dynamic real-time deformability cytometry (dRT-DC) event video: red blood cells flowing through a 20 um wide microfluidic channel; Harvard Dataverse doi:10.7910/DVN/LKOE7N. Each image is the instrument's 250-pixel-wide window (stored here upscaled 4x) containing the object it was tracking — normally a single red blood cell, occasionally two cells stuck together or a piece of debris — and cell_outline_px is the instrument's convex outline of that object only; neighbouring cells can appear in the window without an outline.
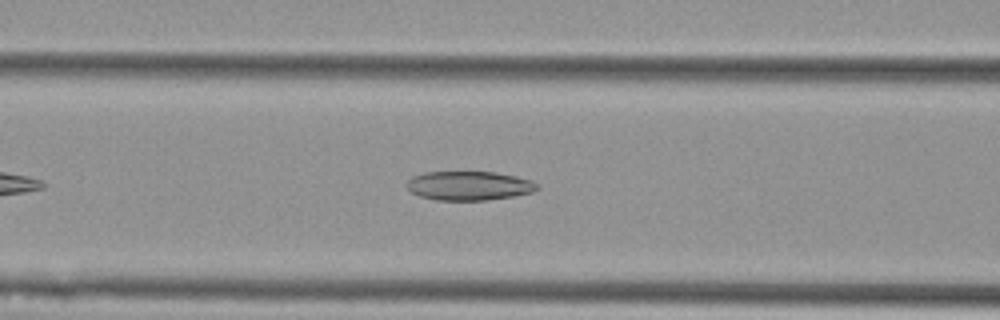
{"species": "Egyptian fruit bat (a non-hibernating species)", "species_latin": "Rousettus aegyptiacus", "temperature_condition": "cold", "stored_images_in_passage": 37, "camera_frame_rate_fps": 3000, "um_per_image_px": 0.085, "animal": {"sex": "female"}, "frame": {"image": 1, "passage_image": 11, "time_ms": 3.333, "image_size_px": [1000, 320], "cell_outline_px": [[540, 188], [532, 192], [516, 196], [488, 200], [436, 200], [420, 196], [412, 192], [404, 184], [412, 176], [424, 172], [496, 172], [516, 176], [532, 180]], "centroid_in_image_um": [39.87, 15.78], "position_along_channel_um": 126.7, "area_um2": 22.25}}
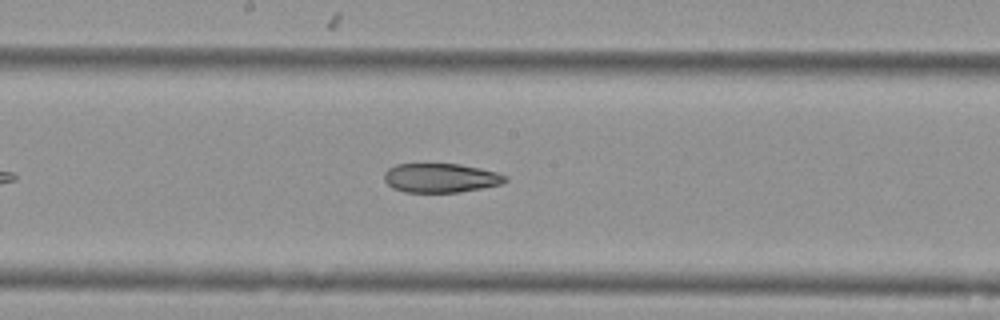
{"frame": {"image": 2, "passage_image": 18, "time_ms": 5.667, "image_size_px": [1000, 320], "cell_outline_px": [[508, 180], [500, 184], [460, 192], [404, 192], [392, 188], [384, 180], [384, 172], [388, 168], [396, 164], [460, 164], [480, 168], [496, 172], [508, 176]], "centroid_in_image_um": [37.44, 15.12], "position_along_channel_um": 210.8, "area_um2": 20.58}}
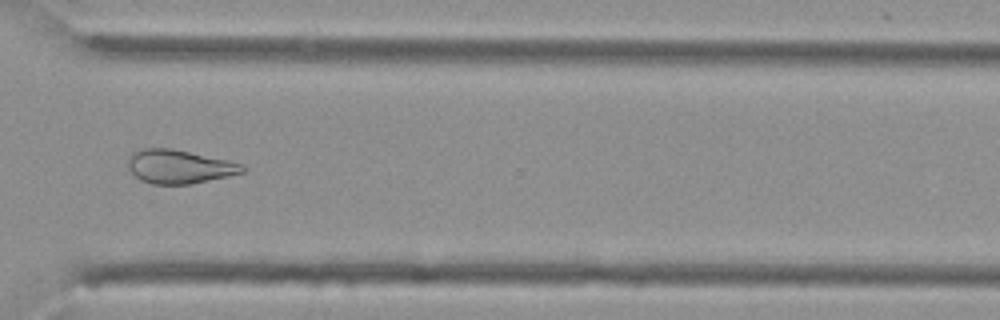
{"frame": {"image": 3, "passage_image": 30, "time_ms": 9.667, "image_size_px": [1000, 320], "cell_outline_px": [[248, 168], [244, 172], [228, 176], [188, 184], [152, 184], [140, 180], [128, 168], [128, 156], [132, 152], [144, 148], [172, 148], [228, 160], [244, 164]], "centroid_in_image_um": [15.24, 14.15], "position_along_channel_um": 355.4, "area_um2": 22.54}, "authors_computed_cell_mechanics": {"area_um2": 22.542, "velocity_mm_per_s": 3.615, "shape_relaxation_time_tau1_ms": null, "shape_relaxation_time_tau2_ms": 10.8173, "deformation_change_tau1": null, "deformation_change_tau2": 0.2146}}